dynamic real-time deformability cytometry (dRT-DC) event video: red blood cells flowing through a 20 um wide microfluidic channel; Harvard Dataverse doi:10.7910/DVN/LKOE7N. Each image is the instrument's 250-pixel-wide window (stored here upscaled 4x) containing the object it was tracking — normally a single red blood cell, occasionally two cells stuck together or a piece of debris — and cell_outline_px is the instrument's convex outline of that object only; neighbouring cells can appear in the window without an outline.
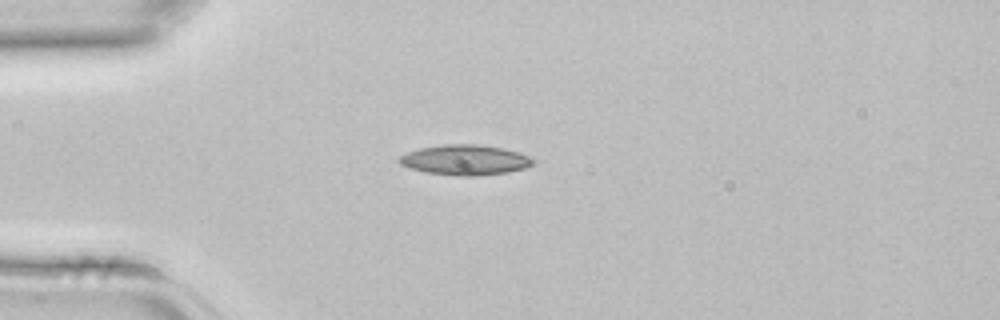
{"species": "common noctule bat (a hibernating species)", "species_latin": "Nyctalus noctula", "temperature_condition": "room temperature", "stored_images_in_passage": 1, "camera_frame_rate_fps": 3000, "um_per_image_px": 0.085, "animal": {"sex": "female", "body_mass_g": 22.7, "forearm_length_mm": 54.2}, "frame": {"image": 1, "passage_image": 1, "time_ms": 0.0, "image_size_px": [1000, 320], "cell_outline_px": [[536, 164], [524, 168], [508, 172], [476, 176], [460, 176], [424, 172], [400, 164], [396, 160], [400, 156], [408, 152], [420, 148], [444, 144], [480, 144], [504, 148], [520, 152], [536, 160]], "centroid_in_image_um": [39.57, 13.59], "position_along_channel_um": 45.4, "area_um2": 23.76}}